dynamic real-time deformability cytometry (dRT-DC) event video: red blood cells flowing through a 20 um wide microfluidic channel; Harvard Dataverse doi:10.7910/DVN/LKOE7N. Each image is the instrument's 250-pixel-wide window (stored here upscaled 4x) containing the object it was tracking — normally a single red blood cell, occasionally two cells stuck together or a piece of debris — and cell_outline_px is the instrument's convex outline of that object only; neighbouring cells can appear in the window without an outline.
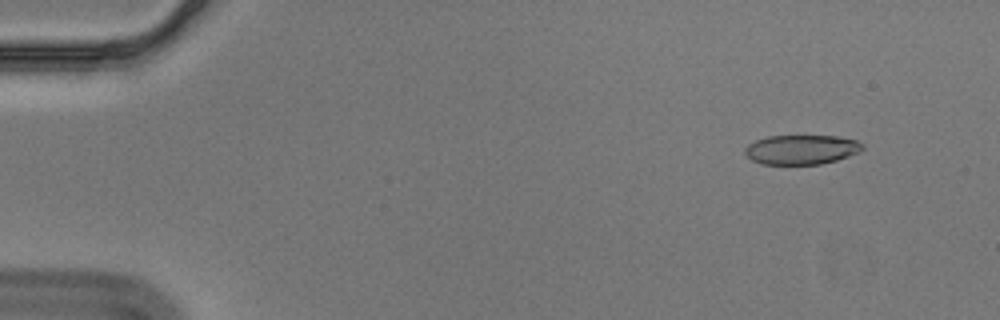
{"species": "Egyptian fruit bat (a non-hibernating species)", "species_latin": "Rousettus aegyptiacus", "temperature_condition": "cold", "stored_images_in_passage": 57, "camera_frame_rate_fps": 3000, "um_per_image_px": 0.085, "animal": {"sex": "male"}, "frame": {"image": 1, "passage_image": 6, "time_ms": 1.667, "image_size_px": [1000, 320], "cell_outline_px": [[864, 148], [860, 152], [836, 160], [820, 164], [760, 164], [752, 160], [744, 152], [744, 148], [748, 144], [756, 140], [768, 136], [836, 136], [856, 140], [864, 144]], "centroid_in_image_um": [68.12, 12.71], "position_along_channel_um": 16.9, "area_um2": 20.23}}
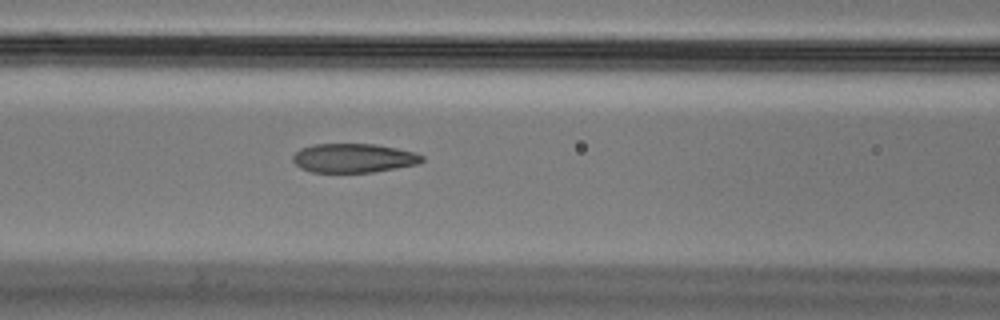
{"frame": {"image": 2, "passage_image": 25, "time_ms": 8.0, "image_size_px": [1000, 320], "cell_outline_px": [[424, 160], [416, 164], [396, 168], [372, 172], [312, 172], [300, 168], [292, 160], [292, 156], [300, 148], [312, 144], [376, 144], [396, 148], [412, 152], [424, 156]], "centroid_in_image_um": [30.02, 13.43], "position_along_channel_um": 136.6, "area_um2": 21.79}}
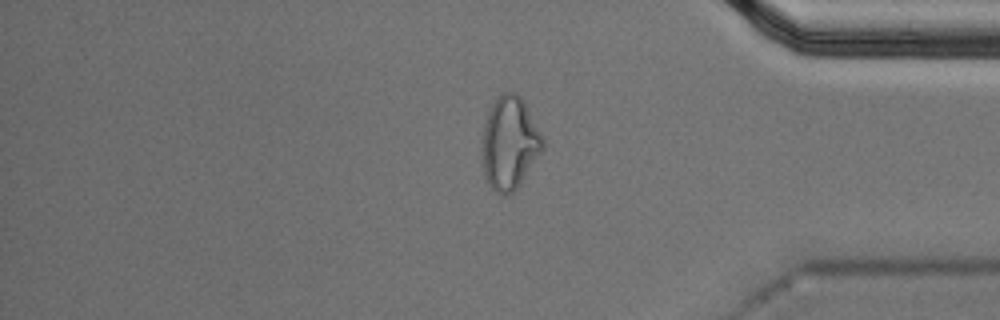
{"frame": {"image": 3, "passage_image": 48, "time_ms": 15.667, "image_size_px": [1000, 320], "cell_outline_px": [[544, 148], [520, 184], [512, 192], [504, 196], [496, 192], [488, 184], [484, 176], [484, 124], [488, 112], [492, 104], [504, 92], [516, 92], [524, 100], [544, 140]], "centroid_in_image_um": [43.34, 12.16], "position_along_channel_um": 391.9, "area_um2": 32.25}, "authors_computed_cell_mechanics": {"area_um2": 22.7154, "velocity_mm_per_s": 3.5671, "shape_relaxation_time_tau1_ms": null, "shape_relaxation_time_tau2_ms": 2.3052, "deformation_change_tau1": null, "deformation_change_tau2": 0.1044}}